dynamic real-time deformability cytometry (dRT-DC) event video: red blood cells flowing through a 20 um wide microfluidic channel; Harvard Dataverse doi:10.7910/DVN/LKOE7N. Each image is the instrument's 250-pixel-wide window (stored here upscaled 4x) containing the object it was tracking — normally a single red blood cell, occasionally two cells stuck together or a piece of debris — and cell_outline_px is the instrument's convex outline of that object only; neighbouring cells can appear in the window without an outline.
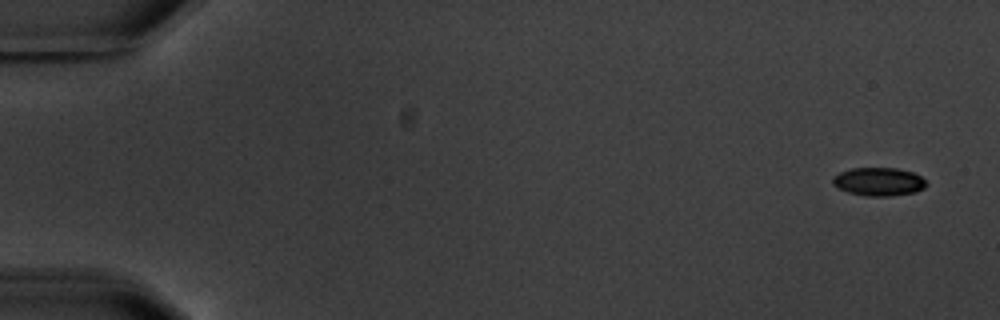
{"species": "common noctule bat (a hibernating species)", "species_latin": "Nyctalus noctula", "temperature_condition": "warm", "stored_images_in_passage": 5, "camera_frame_rate_fps": 3000, "um_per_image_px": 0.085, "animal": {"sex": "male", "body_mass_g": 20.1, "forearm_length_mm": 53.5}, "frame": {"image": 1, "passage_image": 1, "time_ms": 0.0, "image_size_px": [1000, 320], "cell_outline_px": [[928, 184], [924, 188], [916, 192], [888, 196], [864, 196], [848, 192], [832, 184], [832, 176], [840, 172], [852, 168], [896, 168], [912, 172], [920, 176]], "centroid_in_image_um": [74.68, 15.44], "position_along_channel_um": 10.3, "area_um2": 15.43}}
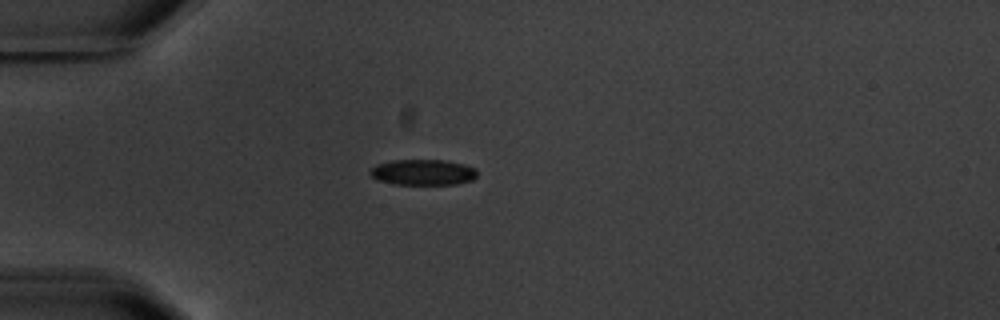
{"frame": {"image": 2, "passage_image": 5, "time_ms": 4.667, "image_size_px": [1000, 320], "cell_outline_px": [[476, 176], [472, 180], [456, 184], [392, 184], [376, 180], [368, 172], [376, 164], [392, 160], [444, 160], [464, 164], [476, 168]], "centroid_in_image_um": [35.93, 14.64], "position_along_channel_um": 49.1, "area_um2": 16.13}}